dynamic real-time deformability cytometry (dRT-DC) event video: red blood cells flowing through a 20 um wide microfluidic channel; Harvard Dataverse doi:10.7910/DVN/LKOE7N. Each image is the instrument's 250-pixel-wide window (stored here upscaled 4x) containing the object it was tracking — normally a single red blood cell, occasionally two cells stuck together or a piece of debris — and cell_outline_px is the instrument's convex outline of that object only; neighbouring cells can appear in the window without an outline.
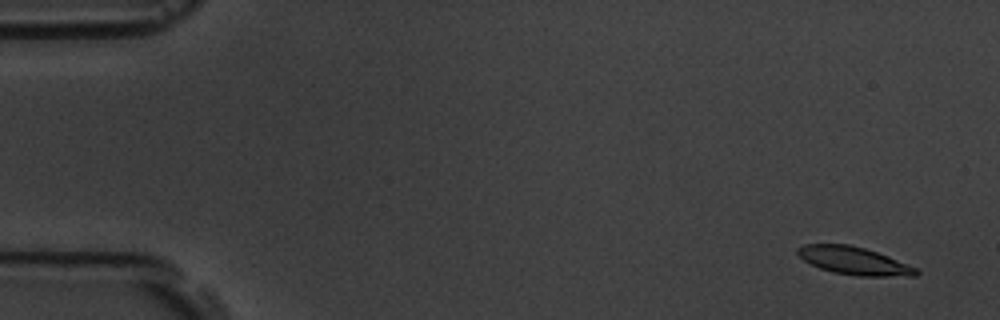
{"species": "common noctule bat (a hibernating species)", "species_latin": "Nyctalus noctula", "temperature_condition": "room temperature", "stored_images_in_passage": 16, "camera_frame_rate_fps": 3000, "um_per_image_px": 0.085, "animal": {"sex": "male", "body_mass_g": 19.5, "forearm_length_mm": 54.6}, "frame": {"image": 1, "passage_image": 2, "time_ms": 1.0, "image_size_px": [1000, 320], "cell_outline_px": [[920, 272], [916, 276], [860, 276], [832, 272], [820, 268], [804, 260], [796, 252], [796, 248], [804, 244], [848, 244], [864, 248], [888, 256], [916, 268]], "centroid_in_image_um": [72.58, 22.16], "position_along_channel_um": 12.4, "area_um2": 19.02}}
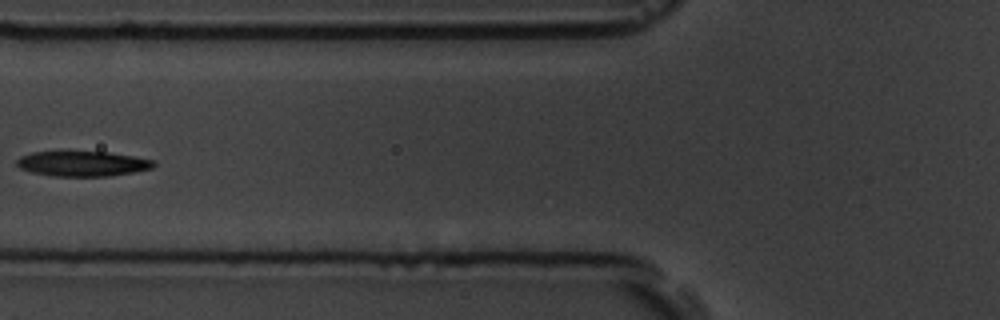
{"frame": {"image": 2, "passage_image": 7, "time_ms": 7.667, "image_size_px": [1000, 320], "cell_outline_px": [[156, 164], [152, 168], [132, 172], [108, 176], [52, 176], [32, 172], [20, 168], [16, 164], [16, 160], [20, 156], [32, 152], [108, 152], [132, 156], [152, 160]], "centroid_in_image_um": [6.98, 13.91], "position_along_channel_um": 118.8, "area_um2": 19.83}}
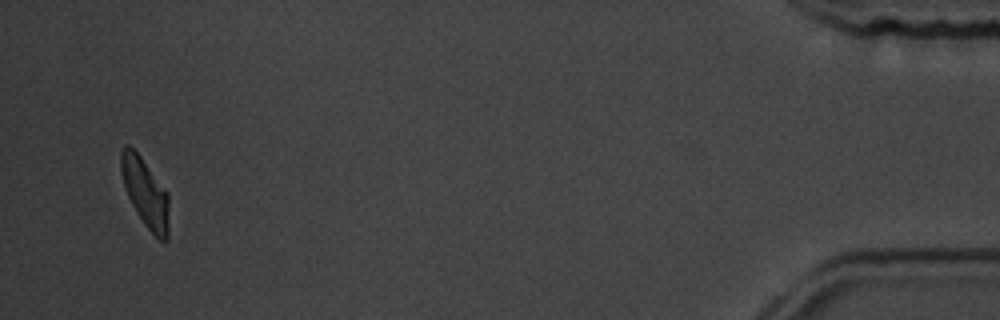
{"frame": {"image": 3, "passage_image": 16, "time_ms": 18.667, "image_size_px": [1000, 320], "cell_outline_px": [[168, 240], [160, 240], [144, 224], [132, 204], [128, 196], [120, 172], [120, 152], [124, 144], [128, 144], [140, 156], [168, 192]], "centroid_in_image_um": [12.34, 16.34], "position_along_channel_um": 422.9, "area_um2": 19.02}, "authors_computed_cell_mechanics": {"area_um2": 19.9988, "velocity_mm_per_s": 3.5149, "shape_relaxation_time_tau1_ms": 2.0404, "shape_relaxation_time_tau2_ms": 1.8397, "deformation_change_tau1": 0.0932, "deformation_change_tau2": 0.0833}}